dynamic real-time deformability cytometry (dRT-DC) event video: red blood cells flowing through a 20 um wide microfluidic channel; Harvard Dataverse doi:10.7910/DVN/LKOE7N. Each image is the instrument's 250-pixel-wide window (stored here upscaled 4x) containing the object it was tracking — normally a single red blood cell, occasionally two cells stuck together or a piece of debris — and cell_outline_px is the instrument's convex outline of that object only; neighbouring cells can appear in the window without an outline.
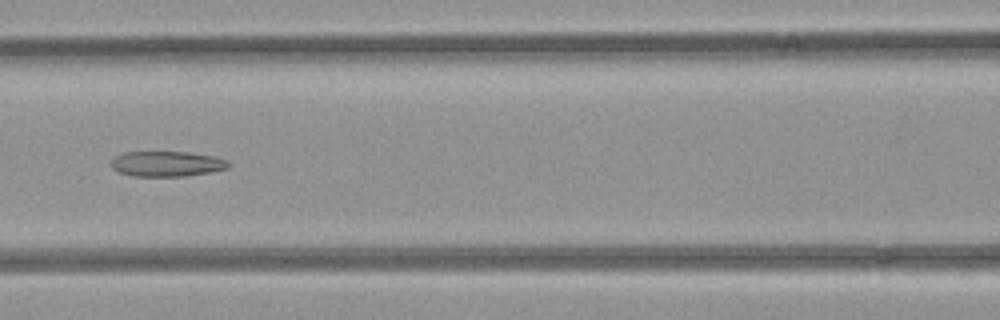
{"species": "common noctule bat (a hibernating species)", "species_latin": "Nyctalus noctula", "temperature_condition": "room temperature", "stored_images_in_passage": 7, "camera_frame_rate_fps": 3000, "um_per_image_px": 0.085, "animal": {"sex": "female", "body_mass_g": 21.9}, "frame": {"image": 1, "passage_image": 6, "time_ms": 1.667, "image_size_px": [1000, 320], "cell_outline_px": [[232, 164], [228, 168], [208, 172], [184, 176], [132, 176], [120, 172], [112, 168], [112, 160], [116, 156], [124, 152], [188, 152], [216, 156], [228, 160]], "centroid_in_image_um": [14.22, 13.92], "position_along_channel_um": 152.4, "area_um2": 17.28}}
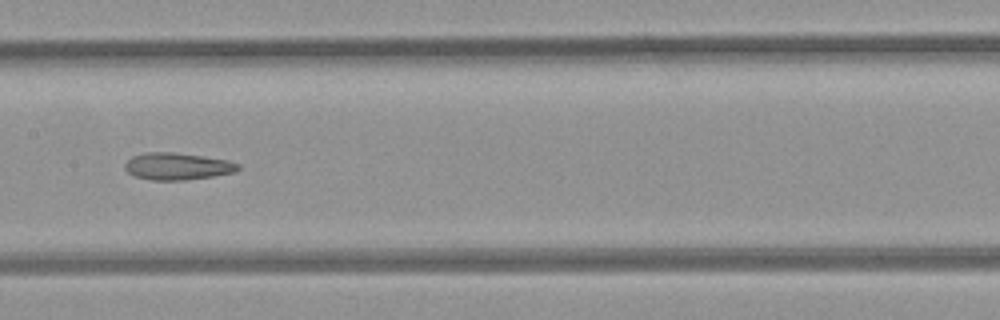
{"frame": {"image": 2, "passage_image": 7, "time_ms": 2.0, "image_size_px": [1000, 320], "cell_outline_px": [[240, 168], [236, 172], [212, 176], [184, 180], [152, 180], [136, 176], [128, 172], [124, 168], [124, 164], [132, 156], [148, 152], [172, 152], [228, 160], [240, 164]], "centroid_in_image_um": [15.08, 14.13], "position_along_channel_um": 192.3, "area_um2": 17.69}}